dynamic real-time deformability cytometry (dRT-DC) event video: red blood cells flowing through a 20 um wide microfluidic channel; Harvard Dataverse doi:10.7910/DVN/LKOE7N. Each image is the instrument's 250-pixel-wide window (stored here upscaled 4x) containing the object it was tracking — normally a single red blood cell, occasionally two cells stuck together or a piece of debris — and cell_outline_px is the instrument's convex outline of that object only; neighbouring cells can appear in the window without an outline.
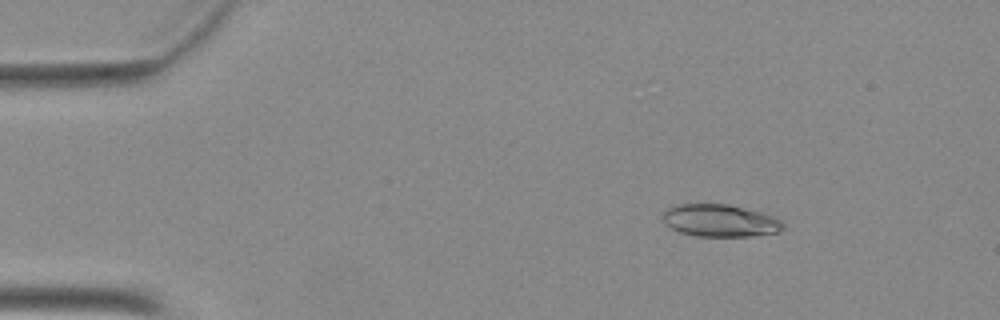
{"species": "Egyptian fruit bat (a non-hibernating species)", "species_latin": "Rousettus aegyptiacus", "temperature_condition": "warm", "stored_images_in_passage": 51, "camera_frame_rate_fps": 3000, "um_per_image_px": 0.085, "animal": {"sex": "female"}, "frame": {"image": 1, "passage_image": 8, "time_ms": 2.333, "image_size_px": [1000, 320], "cell_outline_px": [[784, 228], [776, 232], [752, 236], [696, 236], [680, 232], [664, 224], [664, 212], [668, 208], [680, 204], [728, 204], [760, 212], [772, 216], [780, 220], [784, 224]], "centroid_in_image_um": [61.2, 18.75], "position_along_channel_um": 23.8, "area_um2": 22.43}}
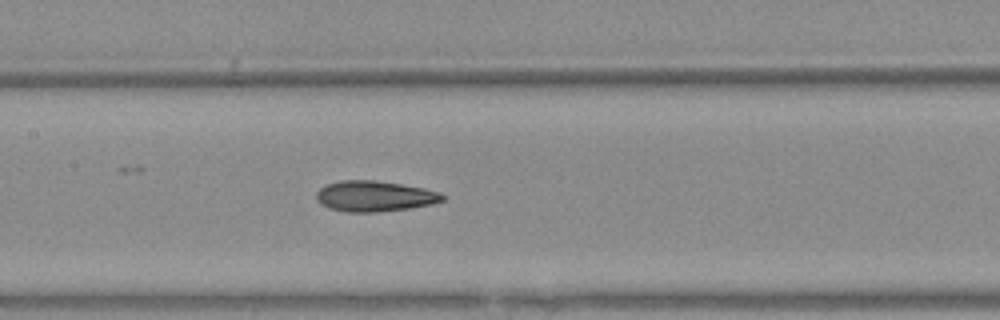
{"frame": {"image": 2, "passage_image": 25, "time_ms": 8.0, "image_size_px": [1000, 320], "cell_outline_px": [[444, 200], [432, 204], [408, 208], [380, 212], [344, 212], [328, 208], [320, 204], [316, 200], [316, 192], [320, 188], [328, 184], [344, 180], [376, 180], [424, 188], [440, 192], [444, 196]], "centroid_in_image_um": [31.81, 16.68], "position_along_channel_um": 175.6, "area_um2": 22.6}}
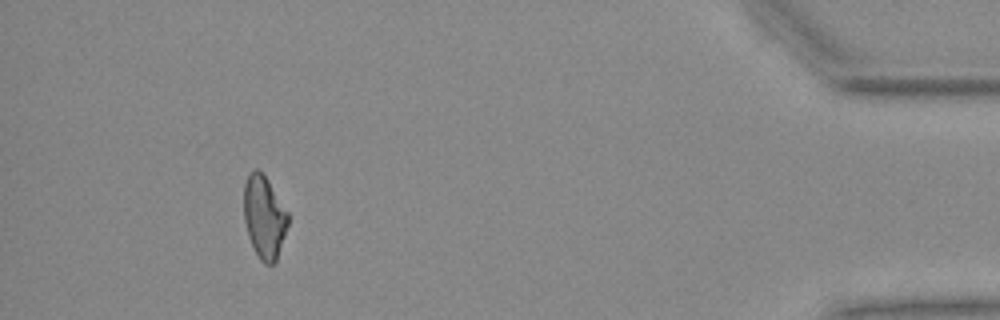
{"frame": {"image": 3, "passage_image": 47, "time_ms": 15.333, "image_size_px": [1000, 320], "cell_outline_px": [[288, 224], [276, 260], [272, 264], [264, 264], [260, 260], [248, 236], [244, 220], [244, 184], [248, 172], [256, 168], [268, 180], [288, 212]], "centroid_in_image_um": [22.44, 18.43], "position_along_channel_um": 412.8, "area_um2": 21.1}}